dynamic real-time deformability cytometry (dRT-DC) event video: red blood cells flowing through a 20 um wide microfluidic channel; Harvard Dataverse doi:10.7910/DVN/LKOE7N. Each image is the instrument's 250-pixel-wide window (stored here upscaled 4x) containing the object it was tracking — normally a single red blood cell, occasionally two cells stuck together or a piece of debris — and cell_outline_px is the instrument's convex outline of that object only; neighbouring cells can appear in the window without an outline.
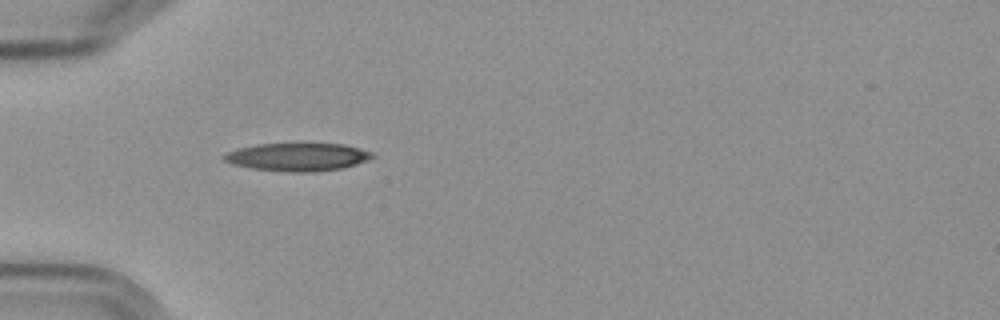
{"species": "Egyptian fruit bat (a non-hibernating species)", "species_latin": "Rousettus aegyptiacus", "temperature_condition": "cold", "stored_images_in_passage": 40, "camera_frame_rate_fps": 3000, "um_per_image_px": 0.085, "frame": {"image": 1, "passage_image": 1, "time_ms": 0.0, "image_size_px": [1000, 320], "cell_outline_px": [[376, 156], [368, 160], [344, 168], [312, 172], [288, 172], [252, 168], [232, 164], [224, 160], [224, 156], [228, 152], [240, 148], [256, 144], [344, 144], [360, 148], [372, 152]], "centroid_in_image_um": [25.35, 13.35], "position_along_channel_um": 59.7, "area_um2": 24.04}}
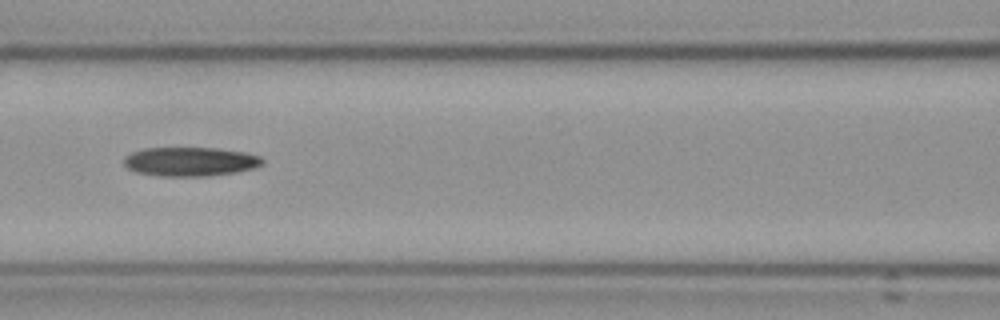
{"frame": {"image": 2, "passage_image": 9, "time_ms": 2.667, "image_size_px": [1000, 320], "cell_outline_px": [[264, 164], [256, 168], [236, 172], [200, 176], [160, 176], [136, 172], [128, 168], [124, 164], [124, 156], [132, 152], [144, 148], [216, 148], [244, 152], [260, 156], [264, 160]], "centroid_in_image_um": [16.18, 13.73], "position_along_channel_um": 150.4, "area_um2": 23.47}}
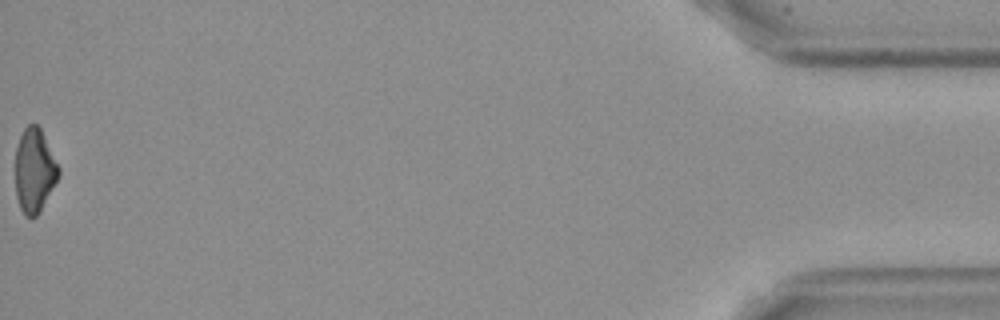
{"frame": {"image": 3, "passage_image": 40, "time_ms": 13.0, "image_size_px": [1000, 320], "cell_outline_px": [[60, 176], [40, 212], [36, 216], [24, 216], [20, 208], [16, 196], [16, 148], [20, 136], [24, 128], [28, 124], [36, 124], [40, 128], [60, 168]], "centroid_in_image_um": [2.94, 14.51], "position_along_channel_um": 432.3, "area_um2": 21.15}}